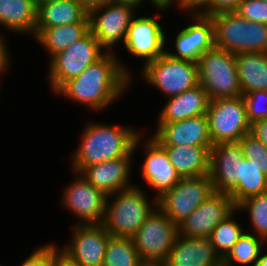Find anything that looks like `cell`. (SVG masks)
Returning <instances> with one entry per match:
<instances>
[{
    "mask_svg": "<svg viewBox=\"0 0 267 266\" xmlns=\"http://www.w3.org/2000/svg\"><path fill=\"white\" fill-rule=\"evenodd\" d=\"M114 52H106L77 77L65 82L55 94H61L90 110L101 111L117 101L132 82L130 70Z\"/></svg>",
    "mask_w": 267,
    "mask_h": 266,
    "instance_id": "1",
    "label": "cell"
},
{
    "mask_svg": "<svg viewBox=\"0 0 267 266\" xmlns=\"http://www.w3.org/2000/svg\"><path fill=\"white\" fill-rule=\"evenodd\" d=\"M141 138L140 132L129 126L90 122L72 156V171L80 173L87 166L122 156H133Z\"/></svg>",
    "mask_w": 267,
    "mask_h": 266,
    "instance_id": "2",
    "label": "cell"
},
{
    "mask_svg": "<svg viewBox=\"0 0 267 266\" xmlns=\"http://www.w3.org/2000/svg\"><path fill=\"white\" fill-rule=\"evenodd\" d=\"M142 190L134 185L107 196L102 224L111 236L132 237L158 207V198L151 202Z\"/></svg>",
    "mask_w": 267,
    "mask_h": 266,
    "instance_id": "3",
    "label": "cell"
},
{
    "mask_svg": "<svg viewBox=\"0 0 267 266\" xmlns=\"http://www.w3.org/2000/svg\"><path fill=\"white\" fill-rule=\"evenodd\" d=\"M214 25V46L234 54L267 53V24L255 23L235 11L210 16Z\"/></svg>",
    "mask_w": 267,
    "mask_h": 266,
    "instance_id": "4",
    "label": "cell"
},
{
    "mask_svg": "<svg viewBox=\"0 0 267 266\" xmlns=\"http://www.w3.org/2000/svg\"><path fill=\"white\" fill-rule=\"evenodd\" d=\"M198 74L210 101L242 96L234 53L214 46L200 56Z\"/></svg>",
    "mask_w": 267,
    "mask_h": 266,
    "instance_id": "5",
    "label": "cell"
},
{
    "mask_svg": "<svg viewBox=\"0 0 267 266\" xmlns=\"http://www.w3.org/2000/svg\"><path fill=\"white\" fill-rule=\"evenodd\" d=\"M142 77L170 98L199 84L198 63L177 59L165 52L144 64Z\"/></svg>",
    "mask_w": 267,
    "mask_h": 266,
    "instance_id": "6",
    "label": "cell"
},
{
    "mask_svg": "<svg viewBox=\"0 0 267 266\" xmlns=\"http://www.w3.org/2000/svg\"><path fill=\"white\" fill-rule=\"evenodd\" d=\"M177 237L178 225L157 207L131 238L145 263H163Z\"/></svg>",
    "mask_w": 267,
    "mask_h": 266,
    "instance_id": "7",
    "label": "cell"
},
{
    "mask_svg": "<svg viewBox=\"0 0 267 266\" xmlns=\"http://www.w3.org/2000/svg\"><path fill=\"white\" fill-rule=\"evenodd\" d=\"M104 48L89 31L83 38L55 54L49 62V80L54 93L68 80L77 77L87 66L100 59Z\"/></svg>",
    "mask_w": 267,
    "mask_h": 266,
    "instance_id": "8",
    "label": "cell"
},
{
    "mask_svg": "<svg viewBox=\"0 0 267 266\" xmlns=\"http://www.w3.org/2000/svg\"><path fill=\"white\" fill-rule=\"evenodd\" d=\"M206 115L213 145L239 142L251 132L243 96L211 100Z\"/></svg>",
    "mask_w": 267,
    "mask_h": 266,
    "instance_id": "9",
    "label": "cell"
},
{
    "mask_svg": "<svg viewBox=\"0 0 267 266\" xmlns=\"http://www.w3.org/2000/svg\"><path fill=\"white\" fill-rule=\"evenodd\" d=\"M209 175L181 177L158 198V207L176 225L186 219L213 192Z\"/></svg>",
    "mask_w": 267,
    "mask_h": 266,
    "instance_id": "10",
    "label": "cell"
},
{
    "mask_svg": "<svg viewBox=\"0 0 267 266\" xmlns=\"http://www.w3.org/2000/svg\"><path fill=\"white\" fill-rule=\"evenodd\" d=\"M70 243L59 253L75 266H103L108 239L111 236L103 224L74 225Z\"/></svg>",
    "mask_w": 267,
    "mask_h": 266,
    "instance_id": "11",
    "label": "cell"
},
{
    "mask_svg": "<svg viewBox=\"0 0 267 266\" xmlns=\"http://www.w3.org/2000/svg\"><path fill=\"white\" fill-rule=\"evenodd\" d=\"M135 11L131 6L112 2L89 11L90 31L104 51L110 52L122 40L124 44Z\"/></svg>",
    "mask_w": 267,
    "mask_h": 266,
    "instance_id": "12",
    "label": "cell"
},
{
    "mask_svg": "<svg viewBox=\"0 0 267 266\" xmlns=\"http://www.w3.org/2000/svg\"><path fill=\"white\" fill-rule=\"evenodd\" d=\"M63 191L62 204L79 217L78 224H102L106 198L102 191L89 183L81 173Z\"/></svg>",
    "mask_w": 267,
    "mask_h": 266,
    "instance_id": "13",
    "label": "cell"
},
{
    "mask_svg": "<svg viewBox=\"0 0 267 266\" xmlns=\"http://www.w3.org/2000/svg\"><path fill=\"white\" fill-rule=\"evenodd\" d=\"M235 209L236 206L228 193L214 191L178 224V235L209 238L213 229Z\"/></svg>",
    "mask_w": 267,
    "mask_h": 266,
    "instance_id": "14",
    "label": "cell"
},
{
    "mask_svg": "<svg viewBox=\"0 0 267 266\" xmlns=\"http://www.w3.org/2000/svg\"><path fill=\"white\" fill-rule=\"evenodd\" d=\"M154 17L133 18L129 26L124 46L127 51L139 59L145 60L144 64L163 55L166 44V35L163 27L157 21L159 13Z\"/></svg>",
    "mask_w": 267,
    "mask_h": 266,
    "instance_id": "15",
    "label": "cell"
},
{
    "mask_svg": "<svg viewBox=\"0 0 267 266\" xmlns=\"http://www.w3.org/2000/svg\"><path fill=\"white\" fill-rule=\"evenodd\" d=\"M243 158L239 142H221L212 146L209 177L215 191L229 194L238 185Z\"/></svg>",
    "mask_w": 267,
    "mask_h": 266,
    "instance_id": "16",
    "label": "cell"
},
{
    "mask_svg": "<svg viewBox=\"0 0 267 266\" xmlns=\"http://www.w3.org/2000/svg\"><path fill=\"white\" fill-rule=\"evenodd\" d=\"M191 25L181 29L175 39V52L166 53L177 59L198 63L200 56L214 47V25L210 16L193 13Z\"/></svg>",
    "mask_w": 267,
    "mask_h": 266,
    "instance_id": "17",
    "label": "cell"
},
{
    "mask_svg": "<svg viewBox=\"0 0 267 266\" xmlns=\"http://www.w3.org/2000/svg\"><path fill=\"white\" fill-rule=\"evenodd\" d=\"M152 136L161 146H213L207 115L170 123H158Z\"/></svg>",
    "mask_w": 267,
    "mask_h": 266,
    "instance_id": "18",
    "label": "cell"
},
{
    "mask_svg": "<svg viewBox=\"0 0 267 266\" xmlns=\"http://www.w3.org/2000/svg\"><path fill=\"white\" fill-rule=\"evenodd\" d=\"M145 160L142 165L141 178L155 189L159 198L165 191L171 189L180 179V175L172 166L166 150L154 139L145 141Z\"/></svg>",
    "mask_w": 267,
    "mask_h": 266,
    "instance_id": "19",
    "label": "cell"
},
{
    "mask_svg": "<svg viewBox=\"0 0 267 266\" xmlns=\"http://www.w3.org/2000/svg\"><path fill=\"white\" fill-rule=\"evenodd\" d=\"M132 157L122 156L87 166L80 173L96 189L108 196L134 186L130 182Z\"/></svg>",
    "mask_w": 267,
    "mask_h": 266,
    "instance_id": "20",
    "label": "cell"
},
{
    "mask_svg": "<svg viewBox=\"0 0 267 266\" xmlns=\"http://www.w3.org/2000/svg\"><path fill=\"white\" fill-rule=\"evenodd\" d=\"M163 263L166 266H220L222 258L209 238L178 235Z\"/></svg>",
    "mask_w": 267,
    "mask_h": 266,
    "instance_id": "21",
    "label": "cell"
},
{
    "mask_svg": "<svg viewBox=\"0 0 267 266\" xmlns=\"http://www.w3.org/2000/svg\"><path fill=\"white\" fill-rule=\"evenodd\" d=\"M207 92L200 84L168 98L159 114V123H170L206 114L209 105Z\"/></svg>",
    "mask_w": 267,
    "mask_h": 266,
    "instance_id": "22",
    "label": "cell"
},
{
    "mask_svg": "<svg viewBox=\"0 0 267 266\" xmlns=\"http://www.w3.org/2000/svg\"><path fill=\"white\" fill-rule=\"evenodd\" d=\"M180 177L209 175L212 146H162Z\"/></svg>",
    "mask_w": 267,
    "mask_h": 266,
    "instance_id": "23",
    "label": "cell"
},
{
    "mask_svg": "<svg viewBox=\"0 0 267 266\" xmlns=\"http://www.w3.org/2000/svg\"><path fill=\"white\" fill-rule=\"evenodd\" d=\"M90 22L89 11L79 0H57L38 7L36 28Z\"/></svg>",
    "mask_w": 267,
    "mask_h": 266,
    "instance_id": "24",
    "label": "cell"
},
{
    "mask_svg": "<svg viewBox=\"0 0 267 266\" xmlns=\"http://www.w3.org/2000/svg\"><path fill=\"white\" fill-rule=\"evenodd\" d=\"M37 11L34 0H0V25L20 34L34 35Z\"/></svg>",
    "mask_w": 267,
    "mask_h": 266,
    "instance_id": "25",
    "label": "cell"
},
{
    "mask_svg": "<svg viewBox=\"0 0 267 266\" xmlns=\"http://www.w3.org/2000/svg\"><path fill=\"white\" fill-rule=\"evenodd\" d=\"M242 95L255 90L267 91V53L235 54Z\"/></svg>",
    "mask_w": 267,
    "mask_h": 266,
    "instance_id": "26",
    "label": "cell"
},
{
    "mask_svg": "<svg viewBox=\"0 0 267 266\" xmlns=\"http://www.w3.org/2000/svg\"><path fill=\"white\" fill-rule=\"evenodd\" d=\"M90 31V22H78L49 28H36L34 37L49 52L50 59Z\"/></svg>",
    "mask_w": 267,
    "mask_h": 266,
    "instance_id": "27",
    "label": "cell"
},
{
    "mask_svg": "<svg viewBox=\"0 0 267 266\" xmlns=\"http://www.w3.org/2000/svg\"><path fill=\"white\" fill-rule=\"evenodd\" d=\"M267 192V176L247 158L241 159L240 180L229 193L235 206L243 200Z\"/></svg>",
    "mask_w": 267,
    "mask_h": 266,
    "instance_id": "28",
    "label": "cell"
},
{
    "mask_svg": "<svg viewBox=\"0 0 267 266\" xmlns=\"http://www.w3.org/2000/svg\"><path fill=\"white\" fill-rule=\"evenodd\" d=\"M131 237L110 236L103 266H143Z\"/></svg>",
    "mask_w": 267,
    "mask_h": 266,
    "instance_id": "29",
    "label": "cell"
},
{
    "mask_svg": "<svg viewBox=\"0 0 267 266\" xmlns=\"http://www.w3.org/2000/svg\"><path fill=\"white\" fill-rule=\"evenodd\" d=\"M248 230L236 242L235 246L222 258V264L225 266L254 265L262 252L264 240ZM234 263V264H233Z\"/></svg>",
    "mask_w": 267,
    "mask_h": 266,
    "instance_id": "30",
    "label": "cell"
},
{
    "mask_svg": "<svg viewBox=\"0 0 267 266\" xmlns=\"http://www.w3.org/2000/svg\"><path fill=\"white\" fill-rule=\"evenodd\" d=\"M235 209L228 217L221 221L211 232L209 237L215 251L223 258L245 234L240 224L233 220ZM233 217V218H232Z\"/></svg>",
    "mask_w": 267,
    "mask_h": 266,
    "instance_id": "31",
    "label": "cell"
},
{
    "mask_svg": "<svg viewBox=\"0 0 267 266\" xmlns=\"http://www.w3.org/2000/svg\"><path fill=\"white\" fill-rule=\"evenodd\" d=\"M237 211L248 210L256 236L267 239V192L249 197L236 206Z\"/></svg>",
    "mask_w": 267,
    "mask_h": 266,
    "instance_id": "32",
    "label": "cell"
},
{
    "mask_svg": "<svg viewBox=\"0 0 267 266\" xmlns=\"http://www.w3.org/2000/svg\"><path fill=\"white\" fill-rule=\"evenodd\" d=\"M239 144L242 147L244 158L251 160L261 172L267 176V148L253 134L244 135Z\"/></svg>",
    "mask_w": 267,
    "mask_h": 266,
    "instance_id": "33",
    "label": "cell"
},
{
    "mask_svg": "<svg viewBox=\"0 0 267 266\" xmlns=\"http://www.w3.org/2000/svg\"><path fill=\"white\" fill-rule=\"evenodd\" d=\"M246 106V113L251 125L267 119V91L255 90L242 95ZM263 104V105H262Z\"/></svg>",
    "mask_w": 267,
    "mask_h": 266,
    "instance_id": "34",
    "label": "cell"
},
{
    "mask_svg": "<svg viewBox=\"0 0 267 266\" xmlns=\"http://www.w3.org/2000/svg\"><path fill=\"white\" fill-rule=\"evenodd\" d=\"M235 12L249 21L267 24V0H242Z\"/></svg>",
    "mask_w": 267,
    "mask_h": 266,
    "instance_id": "35",
    "label": "cell"
},
{
    "mask_svg": "<svg viewBox=\"0 0 267 266\" xmlns=\"http://www.w3.org/2000/svg\"><path fill=\"white\" fill-rule=\"evenodd\" d=\"M59 254V248L49 243L36 249L20 266H51Z\"/></svg>",
    "mask_w": 267,
    "mask_h": 266,
    "instance_id": "36",
    "label": "cell"
},
{
    "mask_svg": "<svg viewBox=\"0 0 267 266\" xmlns=\"http://www.w3.org/2000/svg\"><path fill=\"white\" fill-rule=\"evenodd\" d=\"M241 1L242 0H210L200 14L212 16L221 12H232L237 9Z\"/></svg>",
    "mask_w": 267,
    "mask_h": 266,
    "instance_id": "37",
    "label": "cell"
},
{
    "mask_svg": "<svg viewBox=\"0 0 267 266\" xmlns=\"http://www.w3.org/2000/svg\"><path fill=\"white\" fill-rule=\"evenodd\" d=\"M209 1L210 0H179V7L183 11L188 10L192 13H195V11L196 13H200L208 5Z\"/></svg>",
    "mask_w": 267,
    "mask_h": 266,
    "instance_id": "38",
    "label": "cell"
},
{
    "mask_svg": "<svg viewBox=\"0 0 267 266\" xmlns=\"http://www.w3.org/2000/svg\"><path fill=\"white\" fill-rule=\"evenodd\" d=\"M250 133L258 138L267 148V119H263L251 125Z\"/></svg>",
    "mask_w": 267,
    "mask_h": 266,
    "instance_id": "39",
    "label": "cell"
},
{
    "mask_svg": "<svg viewBox=\"0 0 267 266\" xmlns=\"http://www.w3.org/2000/svg\"><path fill=\"white\" fill-rule=\"evenodd\" d=\"M8 47H6V41L3 35L0 34V74L4 73L8 69L9 61Z\"/></svg>",
    "mask_w": 267,
    "mask_h": 266,
    "instance_id": "40",
    "label": "cell"
},
{
    "mask_svg": "<svg viewBox=\"0 0 267 266\" xmlns=\"http://www.w3.org/2000/svg\"><path fill=\"white\" fill-rule=\"evenodd\" d=\"M155 9H160V11L166 10V8H170V6L177 4L179 7V0H149ZM174 2V3H173Z\"/></svg>",
    "mask_w": 267,
    "mask_h": 266,
    "instance_id": "41",
    "label": "cell"
},
{
    "mask_svg": "<svg viewBox=\"0 0 267 266\" xmlns=\"http://www.w3.org/2000/svg\"><path fill=\"white\" fill-rule=\"evenodd\" d=\"M79 1L88 11H90L95 7L102 6L107 2H110V0H79Z\"/></svg>",
    "mask_w": 267,
    "mask_h": 266,
    "instance_id": "42",
    "label": "cell"
},
{
    "mask_svg": "<svg viewBox=\"0 0 267 266\" xmlns=\"http://www.w3.org/2000/svg\"><path fill=\"white\" fill-rule=\"evenodd\" d=\"M110 2L115 3V4H122V5H128L133 8H138L140 4H143V0H110Z\"/></svg>",
    "mask_w": 267,
    "mask_h": 266,
    "instance_id": "43",
    "label": "cell"
},
{
    "mask_svg": "<svg viewBox=\"0 0 267 266\" xmlns=\"http://www.w3.org/2000/svg\"><path fill=\"white\" fill-rule=\"evenodd\" d=\"M51 266H75L69 263L63 256L60 254L53 260Z\"/></svg>",
    "mask_w": 267,
    "mask_h": 266,
    "instance_id": "44",
    "label": "cell"
},
{
    "mask_svg": "<svg viewBox=\"0 0 267 266\" xmlns=\"http://www.w3.org/2000/svg\"><path fill=\"white\" fill-rule=\"evenodd\" d=\"M253 266H267V253L262 255V252H261L258 260Z\"/></svg>",
    "mask_w": 267,
    "mask_h": 266,
    "instance_id": "45",
    "label": "cell"
},
{
    "mask_svg": "<svg viewBox=\"0 0 267 266\" xmlns=\"http://www.w3.org/2000/svg\"><path fill=\"white\" fill-rule=\"evenodd\" d=\"M34 1H35L37 8H38L41 5H44V4L49 3V2H54L57 0H34Z\"/></svg>",
    "mask_w": 267,
    "mask_h": 266,
    "instance_id": "46",
    "label": "cell"
},
{
    "mask_svg": "<svg viewBox=\"0 0 267 266\" xmlns=\"http://www.w3.org/2000/svg\"><path fill=\"white\" fill-rule=\"evenodd\" d=\"M143 266H166L164 263H144Z\"/></svg>",
    "mask_w": 267,
    "mask_h": 266,
    "instance_id": "47",
    "label": "cell"
}]
</instances>
